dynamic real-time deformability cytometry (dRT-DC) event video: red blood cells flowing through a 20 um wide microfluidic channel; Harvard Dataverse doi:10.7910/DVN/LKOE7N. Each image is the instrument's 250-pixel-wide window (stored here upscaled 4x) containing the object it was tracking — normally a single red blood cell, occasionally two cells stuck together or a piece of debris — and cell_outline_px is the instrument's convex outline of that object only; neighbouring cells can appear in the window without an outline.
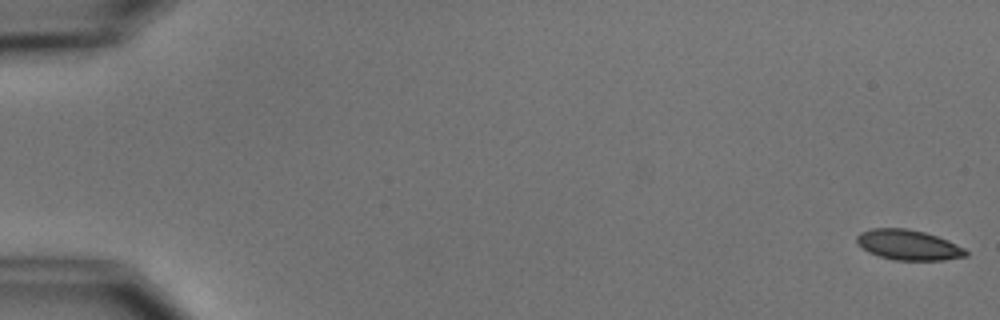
{"species": "common noctule bat (a hibernating species)", "species_latin": "Nyctalus noctula", "temperature_condition": "cold", "stored_images_in_passage": 7, "camera_frame_rate_fps": 3000, "um_per_image_px": 0.085, "animal": {"sex": "male", "body_mass_g": 15.6}, "frame": {"image": 1, "passage_image": 1, "time_ms": 0.0, "image_size_px": [1000, 320], "cell_outline_px": [[968, 256], [944, 260], [892, 260], [868, 252], [856, 244], [856, 236], [860, 232], [872, 228], [908, 228], [924, 232], [948, 240], [964, 248], [968, 252]], "centroid_in_image_um": [77.19, 20.82], "position_along_channel_um": 7.8, "area_um2": 19.36}}
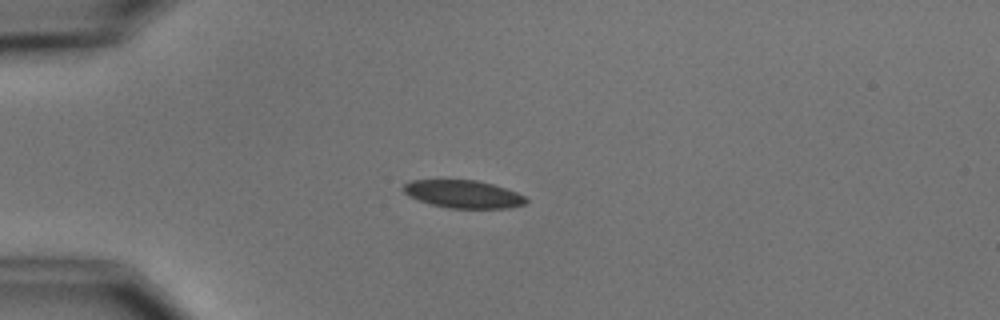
{"frame": {"image": 2, "passage_image": 5, "time_ms": 4.667, "image_size_px": [1000, 320], "cell_outline_px": [[528, 200], [524, 204], [508, 208], [448, 208], [432, 204], [408, 196], [404, 192], [404, 184], [412, 180], [476, 180], [492, 184], [516, 192], [524, 196]], "centroid_in_image_um": [39.38, 16.5], "position_along_channel_um": 45.6, "area_um2": 19.59}}